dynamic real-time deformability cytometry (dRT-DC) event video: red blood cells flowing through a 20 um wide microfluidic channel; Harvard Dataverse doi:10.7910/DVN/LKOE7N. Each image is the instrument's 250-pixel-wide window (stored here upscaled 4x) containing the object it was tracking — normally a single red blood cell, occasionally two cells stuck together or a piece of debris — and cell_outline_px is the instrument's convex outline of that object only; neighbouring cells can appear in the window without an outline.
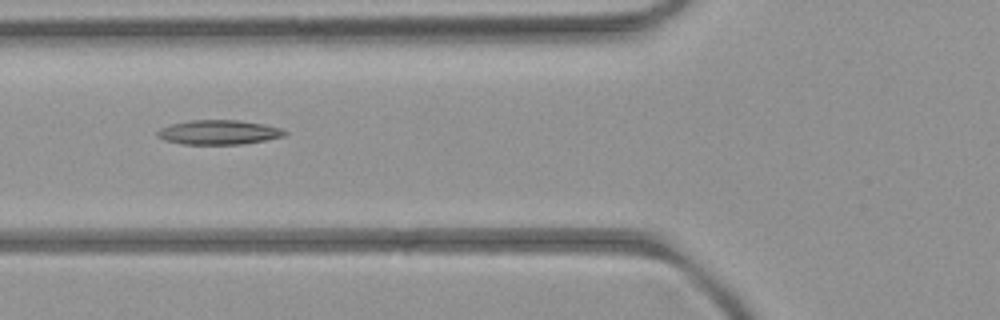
{"species": "common noctule bat (a hibernating species)", "species_latin": "Nyctalus noctula", "temperature_condition": "room temperature", "stored_images_in_passage": 4, "camera_frame_rate_fps": 3000, "um_per_image_px": 0.085, "animal": {"sex": "female", "body_mass_g": 21.9}, "frame": {"image": 1, "passage_image": 4, "time_ms": 3.333, "image_size_px": [1000, 320], "cell_outline_px": [[288, 132], [284, 136], [264, 140], [240, 144], [184, 144], [164, 140], [156, 136], [156, 132], [160, 128], [172, 124], [192, 120], [240, 120], [264, 124], [280, 128]], "centroid_in_image_um": [18.58, 11.24], "position_along_channel_um": 107.2, "area_um2": 18.03}}